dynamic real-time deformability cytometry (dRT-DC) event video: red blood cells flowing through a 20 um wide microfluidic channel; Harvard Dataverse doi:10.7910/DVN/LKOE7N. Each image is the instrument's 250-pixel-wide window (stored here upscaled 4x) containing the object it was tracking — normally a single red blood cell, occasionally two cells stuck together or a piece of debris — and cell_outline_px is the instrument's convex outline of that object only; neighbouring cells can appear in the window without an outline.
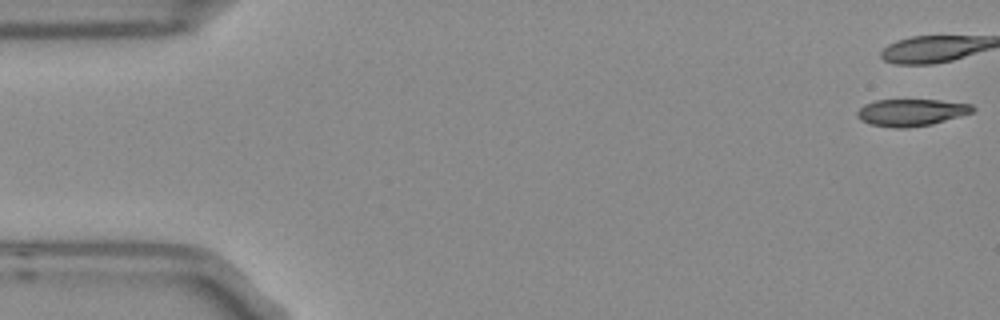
{"species": "Egyptian fruit bat (a non-hibernating species)", "species_latin": "Rousettus aegyptiacus", "temperature_condition": "room temperature", "stored_images_in_passage": 3, "camera_frame_rate_fps": 3000, "um_per_image_px": 0.085, "frame": {"image": 1, "passage_image": 1, "time_ms": 0.0, "image_size_px": [1000, 320], "cell_outline_px": [[976, 108], [972, 112], [960, 116], [932, 124], [908, 128], [892, 128], [872, 124], [860, 120], [856, 116], [856, 112], [864, 104], [876, 100], [940, 100], [972, 104]], "centroid_in_image_um": [77.44, 9.56], "position_along_channel_um": 7.6, "area_um2": 18.21}}